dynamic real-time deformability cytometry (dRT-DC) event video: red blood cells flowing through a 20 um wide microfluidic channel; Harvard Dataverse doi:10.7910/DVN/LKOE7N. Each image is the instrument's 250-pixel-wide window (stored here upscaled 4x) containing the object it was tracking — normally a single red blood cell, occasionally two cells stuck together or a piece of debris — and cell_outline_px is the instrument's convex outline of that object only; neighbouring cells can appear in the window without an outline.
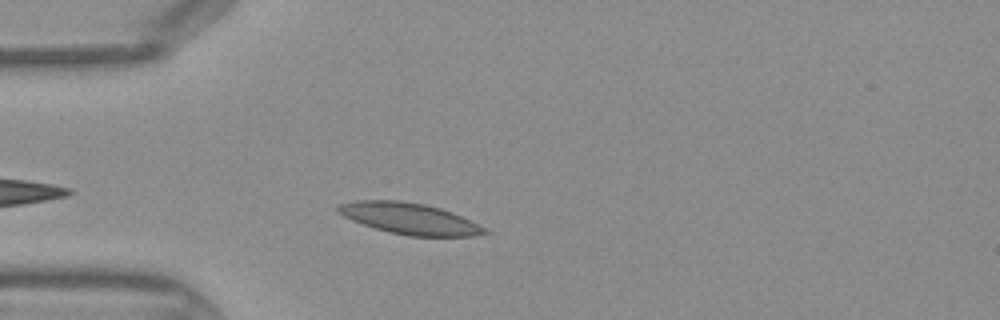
{"species": "Egyptian fruit bat (a non-hibernating species)", "species_latin": "Rousettus aegyptiacus", "temperature_condition": "warm", "stored_images_in_passage": 27, "camera_frame_rate_fps": 3000, "um_per_image_px": 0.085, "frame": {"image": 1, "passage_image": 1, "time_ms": 0.0, "image_size_px": [1000, 320], "cell_outline_px": [[488, 232], [472, 236], [408, 236], [388, 232], [352, 220], [336, 212], [336, 208], [340, 204], [356, 200], [400, 200], [424, 204], [440, 208], [452, 212], [484, 228]], "centroid_in_image_um": [34.75, 18.57], "position_along_channel_um": 50.3, "area_um2": 26.3}}
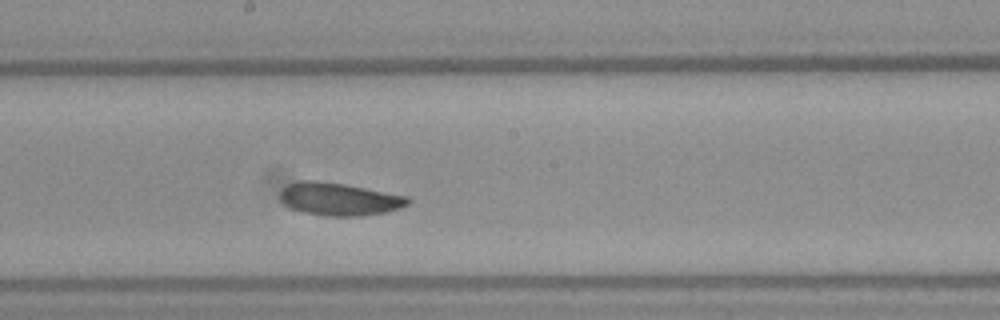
{"frame": {"image": 2, "passage_image": 13, "time_ms": 4.0, "image_size_px": [1000, 320], "cell_outline_px": [[412, 200], [408, 204], [400, 208], [384, 212], [360, 216], [324, 216], [304, 212], [292, 208], [284, 204], [280, 200], [280, 192], [288, 184], [300, 180], [316, 180], [344, 184], [408, 196]], "centroid_in_image_um": [28.83, 16.92], "position_along_channel_um": 219.4, "area_um2": 24.33}}
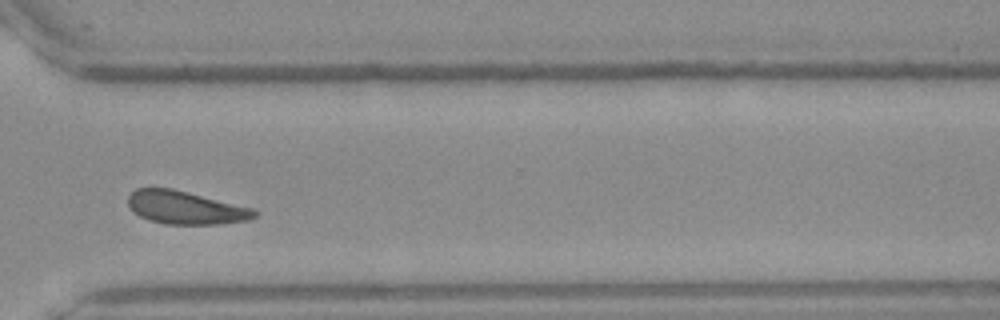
{"frame": {"image": 3, "passage_image": 22, "time_ms": 7.0, "image_size_px": [1000, 320], "cell_outline_px": [[256, 216], [248, 220], [216, 224], [164, 224], [148, 220], [132, 212], [128, 204], [128, 196], [136, 188], [172, 188], [252, 208], [256, 212]], "centroid_in_image_um": [15.71, 17.65], "position_along_channel_um": 354.9, "area_um2": 24.22}}